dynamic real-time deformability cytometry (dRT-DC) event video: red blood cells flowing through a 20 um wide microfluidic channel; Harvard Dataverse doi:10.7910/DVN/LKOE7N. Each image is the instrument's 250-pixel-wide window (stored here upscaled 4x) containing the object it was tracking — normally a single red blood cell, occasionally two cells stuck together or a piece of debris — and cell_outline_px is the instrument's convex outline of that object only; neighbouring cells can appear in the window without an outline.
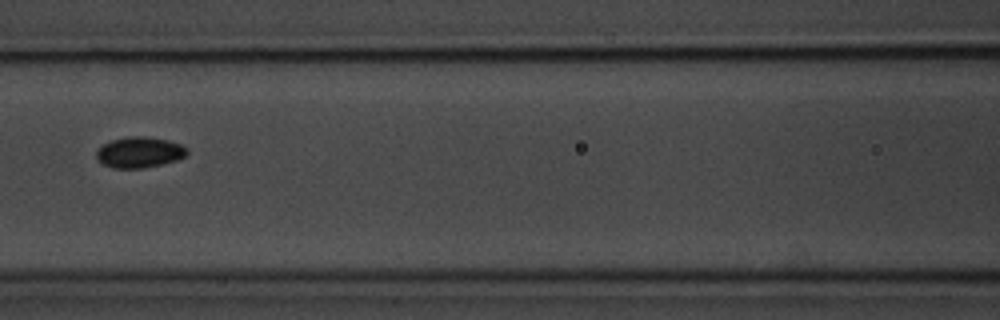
{"species": "common noctule bat (a hibernating species)", "species_latin": "Nyctalus noctula", "temperature_condition": "room temperature", "stored_images_in_passage": 8, "camera_frame_rate_fps": 3000, "um_per_image_px": 0.085, "animal": {"sex": "male", "body_mass_g": 20.1, "forearm_length_mm": 53.5}, "frame": {"image": 1, "passage_image": 8, "time_ms": 8.0, "image_size_px": [1000, 320], "cell_outline_px": [[188, 152], [184, 156], [176, 160], [144, 168], [112, 168], [100, 164], [96, 156], [96, 152], [104, 144], [112, 140], [128, 136], [144, 136], [168, 140], [180, 144], [188, 148]], "centroid_in_image_um": [11.83, 12.95], "position_along_channel_um": 154.8, "area_um2": 16.24}}